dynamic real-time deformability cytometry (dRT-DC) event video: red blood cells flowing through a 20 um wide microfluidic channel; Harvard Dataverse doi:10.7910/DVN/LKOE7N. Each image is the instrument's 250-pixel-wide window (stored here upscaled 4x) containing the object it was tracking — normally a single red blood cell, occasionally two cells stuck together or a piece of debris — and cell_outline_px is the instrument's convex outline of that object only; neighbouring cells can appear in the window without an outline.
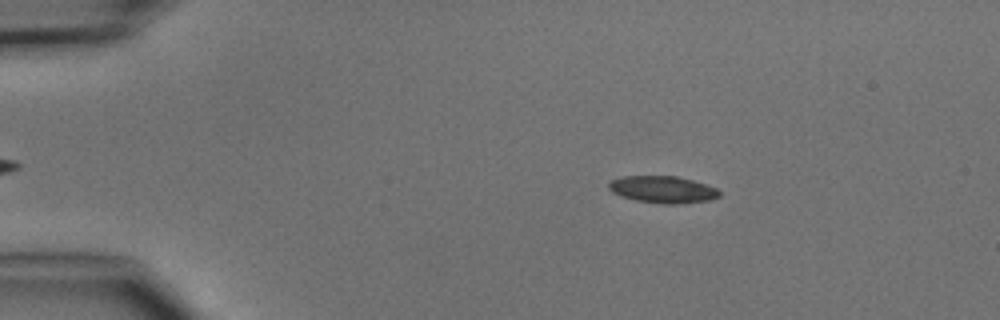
{"species": "common noctule bat (a hibernating species)", "species_latin": "Nyctalus noctula", "temperature_condition": "cold", "stored_images_in_passage": 29, "camera_frame_rate_fps": 3000, "um_per_image_px": 0.085, "animal": {"sex": "male", "body_mass_g": 15.6}, "frame": {"image": 1, "passage_image": 8, "time_ms": 2.333, "image_size_px": [1000, 320], "cell_outline_px": [[720, 196], [712, 200], [676, 204], [660, 204], [636, 200], [620, 196], [612, 192], [608, 188], [608, 184], [612, 180], [620, 176], [676, 176], [708, 184], [716, 188], [720, 192]], "centroid_in_image_um": [56.34, 16.11], "position_along_channel_um": 28.7, "area_um2": 17.57}}
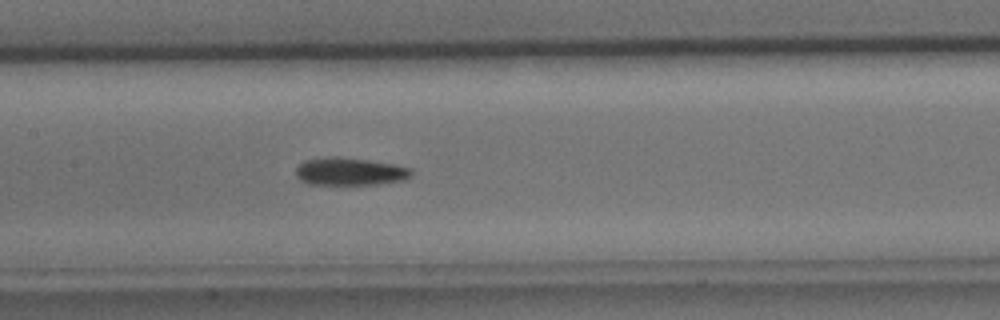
{"frame": {"image": 2, "passage_image": 23, "time_ms": 7.333, "image_size_px": [1000, 320], "cell_outline_px": [[412, 176], [404, 180], [376, 184], [308, 184], [300, 180], [296, 176], [296, 168], [304, 160], [328, 156], [340, 156], [368, 160], [392, 164], [412, 168]], "centroid_in_image_um": [29.72, 14.57], "position_along_channel_um": 177.7, "area_um2": 18.73}}
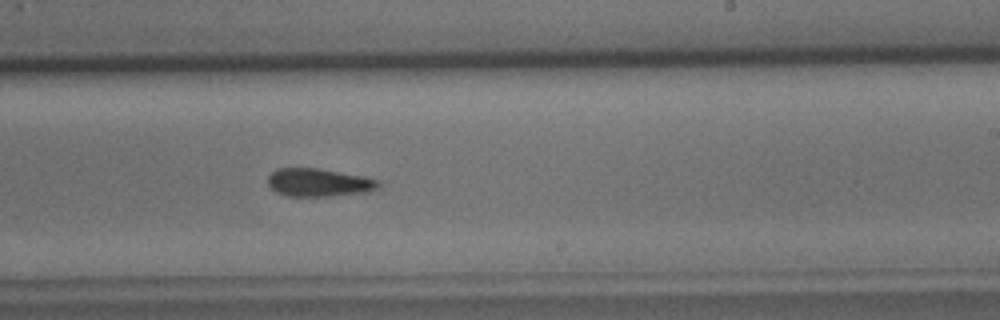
{"frame": {"image": 3, "passage_image": 29, "time_ms": 9.333, "image_size_px": [1000, 320], "cell_outline_px": [[380, 184], [376, 188], [368, 192], [332, 196], [288, 196], [276, 192], [268, 184], [268, 176], [276, 168], [316, 168], [364, 176], [380, 180]], "centroid_in_image_um": [27.1, 15.51], "position_along_channel_um": 261.9, "area_um2": 18.09}}